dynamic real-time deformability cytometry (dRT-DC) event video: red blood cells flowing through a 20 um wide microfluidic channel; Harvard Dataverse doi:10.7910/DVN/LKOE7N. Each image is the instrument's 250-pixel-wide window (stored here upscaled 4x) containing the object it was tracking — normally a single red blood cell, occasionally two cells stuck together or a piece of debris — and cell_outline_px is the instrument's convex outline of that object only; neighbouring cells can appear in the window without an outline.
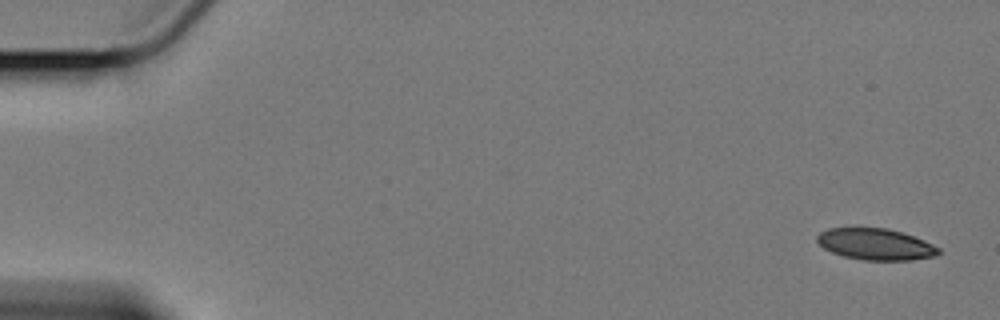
{"species": "Egyptian fruit bat (a non-hibernating species)", "species_latin": "Rousettus aegyptiacus", "temperature_condition": "cold", "stored_images_in_passage": 58, "camera_frame_rate_fps": 3000, "um_per_image_px": 0.085, "animal": {"sex": "female"}, "frame": {"image": 1, "passage_image": 1, "time_ms": 0.0, "image_size_px": [1000, 320], "cell_outline_px": [[940, 252], [936, 256], [912, 260], [864, 260], [844, 256], [832, 252], [824, 248], [816, 240], [816, 236], [820, 232], [828, 228], [888, 228], [924, 240], [940, 248]], "centroid_in_image_um": [74.43, 20.76], "position_along_channel_um": 10.6, "area_um2": 22.14}}
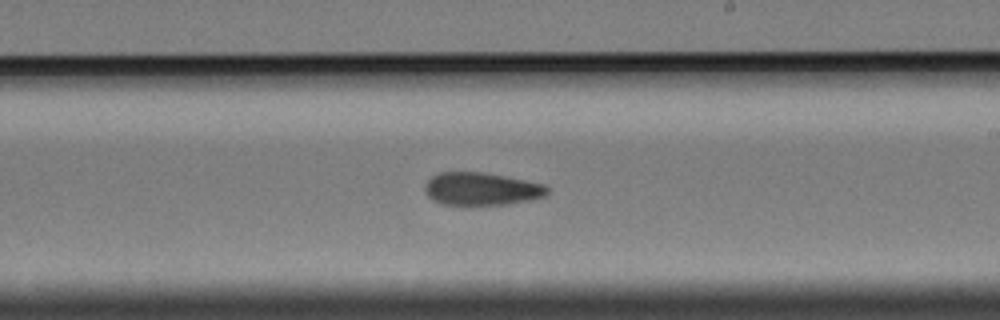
{"frame": {"image": 2, "passage_image": 34, "time_ms": 11.0, "image_size_px": [1000, 320], "cell_outline_px": [[548, 192], [544, 196], [532, 200], [508, 204], [444, 204], [432, 200], [424, 192], [424, 184], [432, 176], [440, 172], [484, 172], [544, 184], [548, 188]], "centroid_in_image_um": [40.9, 16.05], "position_along_channel_um": 248.1, "area_um2": 23.29}}
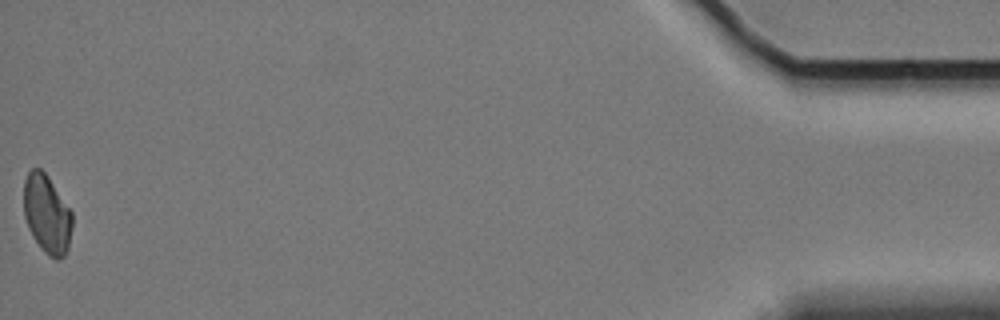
{"frame": {"image": 3, "passage_image": 58, "time_ms": 19.0, "image_size_px": [1000, 320], "cell_outline_px": [[72, 228], [68, 248], [64, 256], [60, 260], [56, 260], [48, 256], [40, 248], [32, 236], [28, 228], [24, 216], [24, 180], [28, 172], [32, 168], [40, 168], [48, 176], [72, 212]], "centroid_in_image_um": [3.98, 18.23], "position_along_channel_um": 431.2, "area_um2": 22.43}, "authors_computed_cell_mechanics": {"area_um2": 23.6691, "velocity_mm_per_s": 3.4038, "shape_relaxation_time_tau1_ms": 7.4615, "shape_relaxation_time_tau2_ms": 5.395, "deformation_change_tau1": 0.1402, "deformation_change_tau2": 0.117}}